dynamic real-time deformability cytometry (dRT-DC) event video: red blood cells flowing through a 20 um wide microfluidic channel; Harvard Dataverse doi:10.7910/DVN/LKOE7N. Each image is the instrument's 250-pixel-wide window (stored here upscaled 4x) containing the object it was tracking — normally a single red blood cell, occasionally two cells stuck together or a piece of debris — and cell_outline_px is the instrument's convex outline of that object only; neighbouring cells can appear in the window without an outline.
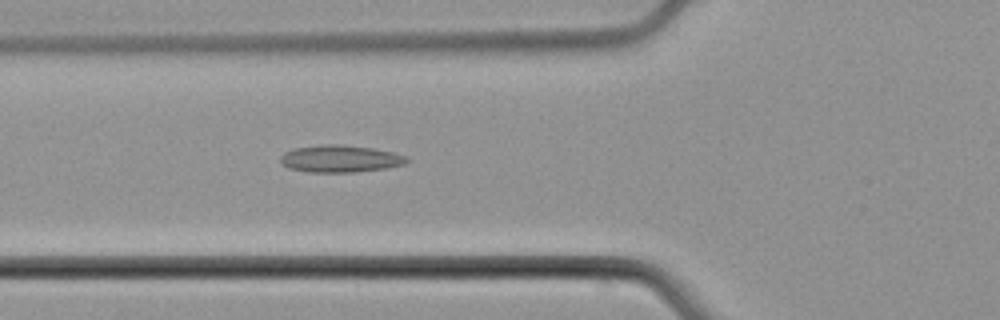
{"species": "common noctule bat (a hibernating species)", "species_latin": "Nyctalus noctula", "temperature_condition": "cold", "stored_images_in_passage": 5, "camera_frame_rate_fps": 3000, "um_per_image_px": 0.085, "animal": {"sex": "male", "body_mass_g": 21.5, "forearm_length_mm": 52.0}, "frame": {"image": 1, "passage_image": 5, "time_ms": 5.667, "image_size_px": [1000, 320], "cell_outline_px": [[408, 160], [404, 164], [384, 168], [356, 172], [308, 172], [288, 168], [280, 160], [280, 156], [284, 152], [292, 148], [324, 144], [340, 144], [372, 148], [392, 152], [404, 156]], "centroid_in_image_um": [28.86, 13.48], "position_along_channel_um": 96.9, "area_um2": 19.88}}